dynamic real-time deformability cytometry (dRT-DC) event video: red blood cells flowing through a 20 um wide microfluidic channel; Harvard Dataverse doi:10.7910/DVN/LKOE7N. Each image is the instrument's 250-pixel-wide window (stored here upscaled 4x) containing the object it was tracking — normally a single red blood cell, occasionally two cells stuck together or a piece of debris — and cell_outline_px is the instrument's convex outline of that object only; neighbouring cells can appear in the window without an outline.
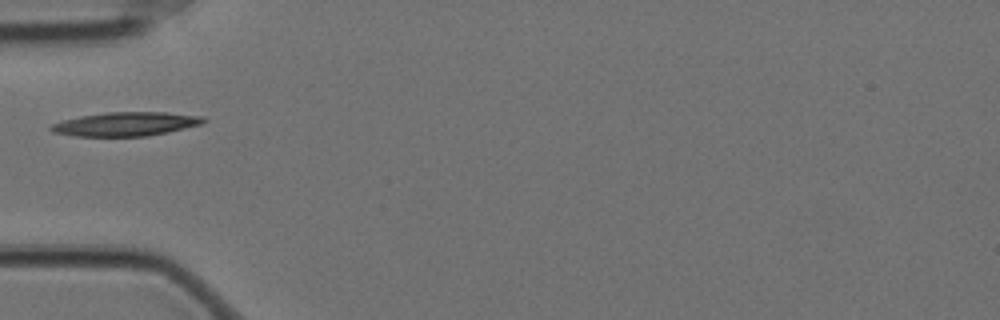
{"species": "Egyptian fruit bat (a non-hibernating species)", "species_latin": "Rousettus aegyptiacus", "temperature_condition": "cold", "stored_images_in_passage": 10, "camera_frame_rate_fps": 3000, "um_per_image_px": 0.085, "animal": {"sex": "female"}, "frame": {"image": 1, "passage_image": 1, "time_ms": 0.0, "image_size_px": [1000, 320], "cell_outline_px": [[208, 120], [204, 124], [148, 136], [76, 136], [52, 132], [48, 128], [52, 124], [64, 120], [80, 116], [108, 112], [168, 112], [204, 116]], "centroid_in_image_um": [10.75, 10.54], "position_along_channel_um": 74.3, "area_um2": 21.33}}
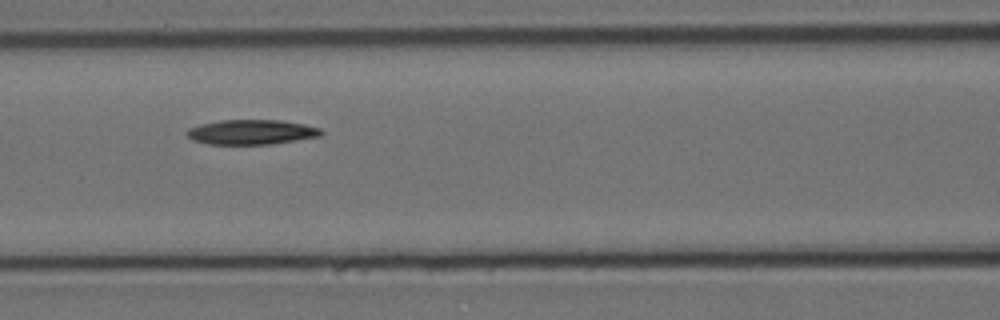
{"frame": {"image": 2, "passage_image": 7, "time_ms": 2.0, "image_size_px": [1000, 320], "cell_outline_px": [[324, 132], [320, 136], [296, 140], [268, 144], [208, 144], [192, 140], [184, 132], [188, 128], [200, 124], [220, 120], [280, 120], [304, 124], [320, 128]], "centroid_in_image_um": [21.34, 11.22], "position_along_channel_um": 145.3, "area_um2": 19.42}}
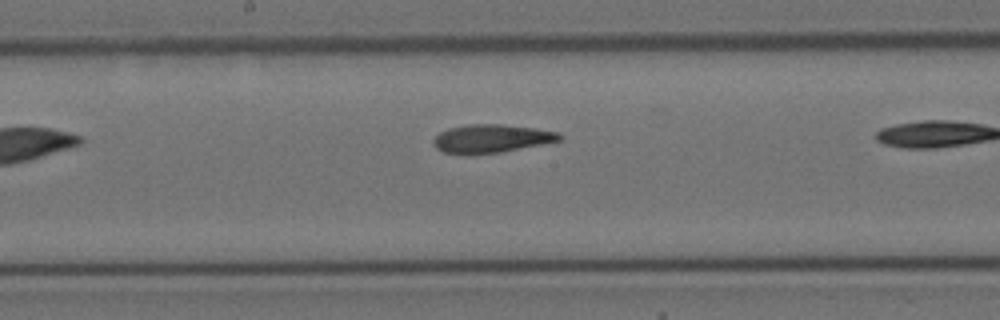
{"frame": {"image": 3, "passage_image": 9, "time_ms": 2.667, "image_size_px": [1000, 320], "cell_outline_px": [[564, 140], [500, 152], [444, 152], [436, 148], [432, 144], [432, 140], [440, 132], [448, 128], [468, 124], [504, 124], [560, 132], [564, 136]], "centroid_in_image_um": [41.83, 11.74], "position_along_channel_um": 206.4, "area_um2": 20.4}}